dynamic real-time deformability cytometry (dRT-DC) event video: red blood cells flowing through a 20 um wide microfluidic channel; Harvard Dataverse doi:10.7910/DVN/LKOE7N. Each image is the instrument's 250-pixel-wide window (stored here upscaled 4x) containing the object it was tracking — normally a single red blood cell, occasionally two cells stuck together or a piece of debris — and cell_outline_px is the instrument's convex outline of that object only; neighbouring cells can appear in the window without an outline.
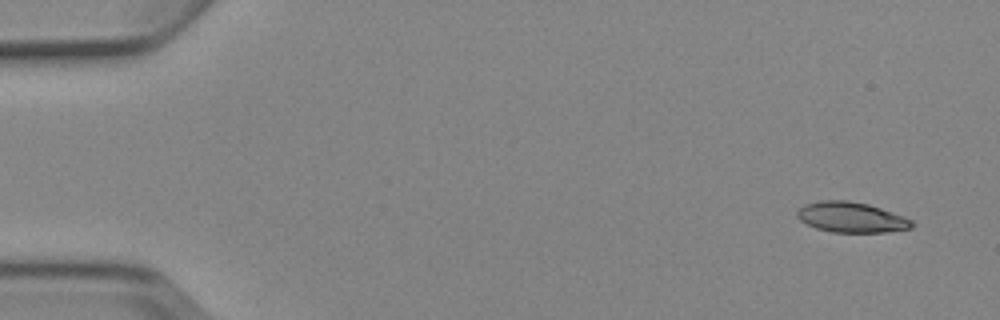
{"species": "Egyptian fruit bat (a non-hibernating species)", "species_latin": "Rousettus aegyptiacus", "temperature_condition": "cold", "stored_images_in_passage": 5, "camera_frame_rate_fps": 3000, "um_per_image_px": 0.085, "animal": {"sex": "female"}, "frame": {"image": 1, "passage_image": 1, "time_ms": 0.0, "image_size_px": [1000, 320], "cell_outline_px": [[916, 224], [912, 228], [884, 232], [832, 232], [816, 228], [800, 220], [796, 216], [796, 212], [804, 204], [820, 200], [848, 200], [868, 204], [904, 216], [912, 220]], "centroid_in_image_um": [72.36, 18.46], "position_along_channel_um": 12.6, "area_um2": 20.35}}